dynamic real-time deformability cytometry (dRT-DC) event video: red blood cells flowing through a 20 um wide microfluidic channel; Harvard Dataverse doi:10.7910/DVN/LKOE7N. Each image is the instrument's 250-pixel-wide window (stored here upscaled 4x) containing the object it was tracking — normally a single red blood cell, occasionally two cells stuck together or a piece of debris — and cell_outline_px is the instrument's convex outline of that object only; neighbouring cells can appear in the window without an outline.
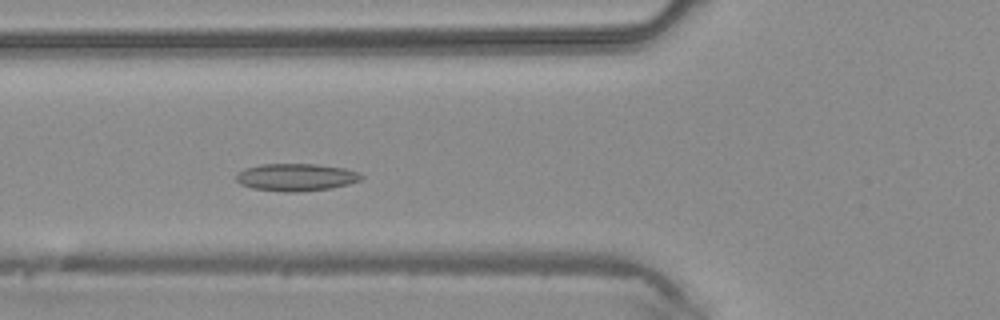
{"species": "common noctule bat (a hibernating species)", "species_latin": "Nyctalus noctula", "temperature_condition": "warm", "stored_images_in_passage": 33, "camera_frame_rate_fps": 3000, "um_per_image_px": 0.085, "animal": {"sex": "male", "body_mass_g": 20.4}, "frame": {"image": 1, "passage_image": 6, "time_ms": 1.667, "image_size_px": [1000, 320], "cell_outline_px": [[364, 176], [360, 180], [348, 184], [332, 188], [300, 192], [284, 192], [252, 188], [240, 184], [236, 180], [236, 176], [244, 168], [264, 164], [316, 164], [344, 168], [360, 172]], "centroid_in_image_um": [25.19, 15.07], "position_along_channel_um": 100.6, "area_um2": 20.06}}
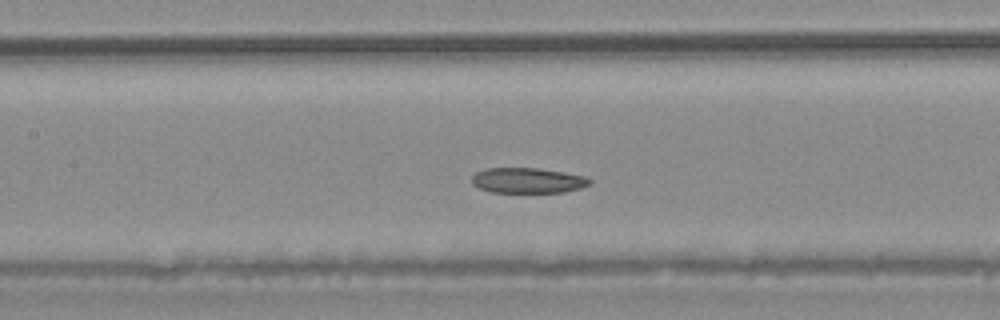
{"frame": {"image": 2, "passage_image": 10, "time_ms": 3.0, "image_size_px": [1000, 320], "cell_outline_px": [[592, 184], [580, 188], [564, 192], [492, 192], [480, 188], [472, 184], [472, 176], [476, 172], [484, 168], [536, 168], [564, 172], [588, 176], [592, 180]], "centroid_in_image_um": [44.89, 15.33], "position_along_channel_um": 162.5, "area_um2": 17.51}}
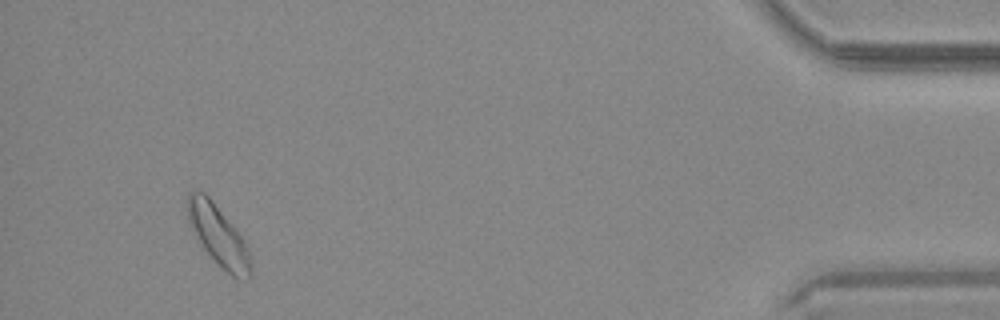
{"frame": {"image": 3, "passage_image": 31, "time_ms": 10.0, "image_size_px": [1000, 320], "cell_outline_px": [[252, 276], [248, 280], [240, 280], [232, 276], [220, 268], [216, 264], [200, 244], [188, 224], [188, 192], [200, 188], [212, 200], [244, 240], [248, 248], [252, 268]], "centroid_in_image_um": [18.56, 20.07], "position_along_channel_um": 416.6, "area_um2": 22.54}}